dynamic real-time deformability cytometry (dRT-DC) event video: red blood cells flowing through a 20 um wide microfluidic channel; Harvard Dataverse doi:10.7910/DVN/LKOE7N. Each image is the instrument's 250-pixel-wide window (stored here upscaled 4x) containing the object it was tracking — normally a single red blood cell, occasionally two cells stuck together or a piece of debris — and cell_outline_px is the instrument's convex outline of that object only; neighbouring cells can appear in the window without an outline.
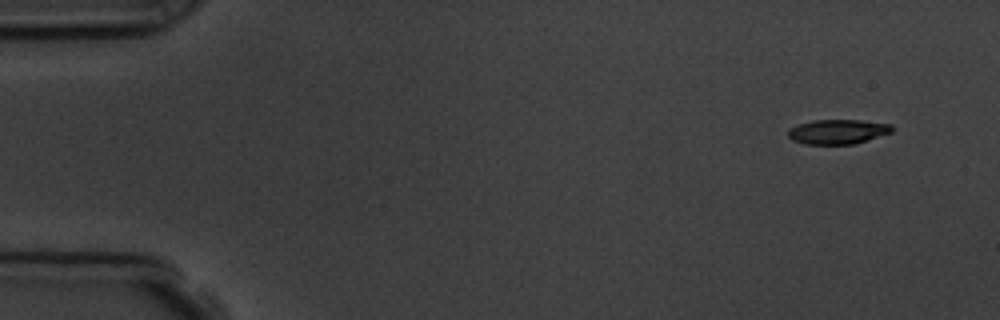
{"species": "common noctule bat (a hibernating species)", "species_latin": "Nyctalus noctula", "temperature_condition": "room temperature", "stored_images_in_passage": 6, "camera_frame_rate_fps": 3000, "um_per_image_px": 0.085, "animal": {"sex": "male", "body_mass_g": 19.5, "forearm_length_mm": 54.6}, "frame": {"image": 1, "passage_image": 1, "time_ms": 0.0, "image_size_px": [1000, 320], "cell_outline_px": [[892, 132], [856, 144], [804, 144], [792, 140], [788, 136], [788, 128], [812, 120], [860, 120], [892, 124]], "centroid_in_image_um": [71.2, 11.19], "position_along_channel_um": 13.8, "area_um2": 14.97}}
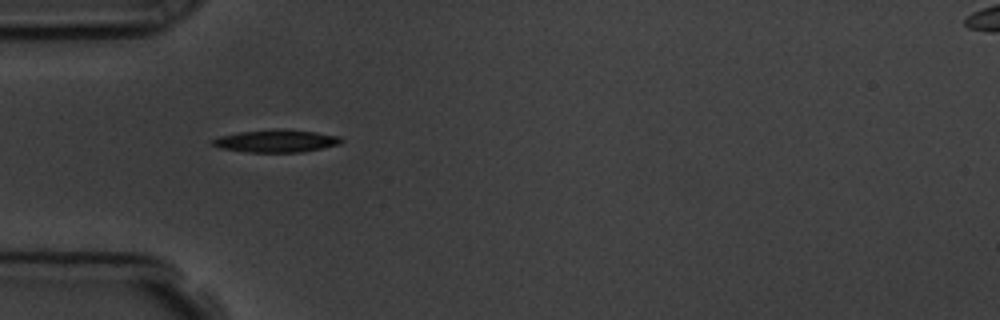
{"frame": {"image": 2, "passage_image": 5, "time_ms": 4.333, "image_size_px": [1000, 320], "cell_outline_px": [[344, 140], [340, 144], [304, 152], [248, 152], [220, 148], [212, 144], [208, 140], [220, 136], [240, 132], [276, 128], [280, 128], [316, 132], [340, 136]], "centroid_in_image_um": [23.48, 11.97], "position_along_channel_um": 61.5, "area_um2": 17.11}}